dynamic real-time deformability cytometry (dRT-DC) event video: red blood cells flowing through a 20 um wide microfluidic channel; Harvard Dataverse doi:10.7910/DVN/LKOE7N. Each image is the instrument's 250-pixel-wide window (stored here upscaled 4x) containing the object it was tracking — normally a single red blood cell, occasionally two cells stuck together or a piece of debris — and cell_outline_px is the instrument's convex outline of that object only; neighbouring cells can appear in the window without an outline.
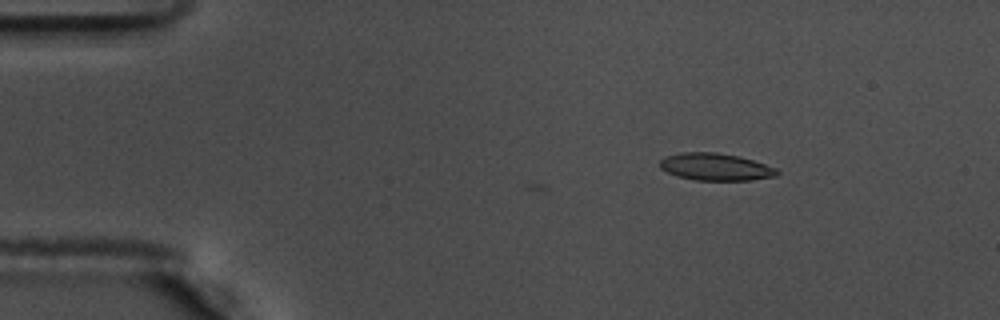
{"species": "common noctule bat (a hibernating species)", "species_latin": "Nyctalus noctula", "temperature_condition": "warm", "stored_images_in_passage": 6, "camera_frame_rate_fps": 3000, "um_per_image_px": 0.085, "animal": {"sex": "male", "body_mass_g": 17.5, "forearm_length_mm": 52.3}, "frame": {"image": 1, "passage_image": 6, "time_ms": 1.667, "image_size_px": [1000, 320], "cell_outline_px": [[780, 172], [776, 176], [752, 180], [696, 180], [676, 176], [660, 168], [660, 160], [664, 156], [680, 152], [716, 152], [740, 156], [776, 168]], "centroid_in_image_um": [60.8, 14.18], "position_along_channel_um": 24.2, "area_um2": 18.67}}